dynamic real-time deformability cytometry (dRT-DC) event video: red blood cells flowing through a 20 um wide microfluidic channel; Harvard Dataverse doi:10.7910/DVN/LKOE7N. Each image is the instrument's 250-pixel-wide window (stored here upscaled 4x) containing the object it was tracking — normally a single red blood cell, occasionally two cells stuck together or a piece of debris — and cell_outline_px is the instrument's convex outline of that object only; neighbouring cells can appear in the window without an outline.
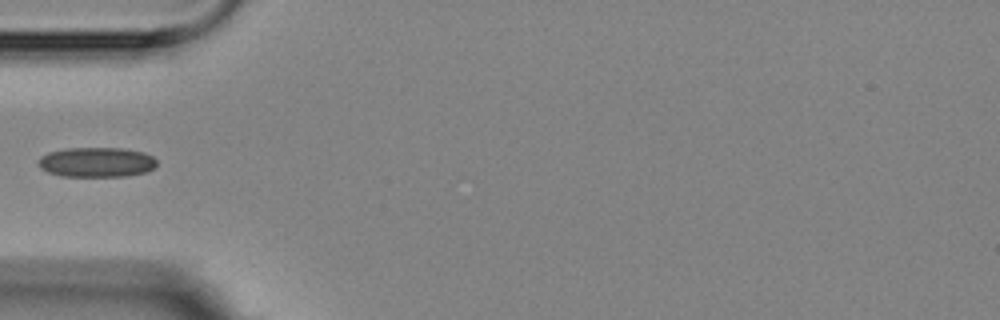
{"species": "Egyptian fruit bat (a non-hibernating species)", "species_latin": "Rousettus aegyptiacus", "temperature_condition": "room temperature", "stored_images_in_passage": 1, "camera_frame_rate_fps": 3000, "um_per_image_px": 0.085, "animal": {"sex": "female"}, "frame": {"image": 1, "passage_image": 1, "time_ms": 0.0, "image_size_px": [1000, 320], "cell_outline_px": [[156, 168], [148, 172], [128, 176], [60, 176], [48, 172], [40, 168], [36, 164], [36, 160], [40, 156], [48, 152], [68, 148], [120, 148], [144, 152], [152, 156], [156, 160]], "centroid_in_image_um": [8.19, 13.79], "position_along_channel_um": 76.8, "area_um2": 20.92}}